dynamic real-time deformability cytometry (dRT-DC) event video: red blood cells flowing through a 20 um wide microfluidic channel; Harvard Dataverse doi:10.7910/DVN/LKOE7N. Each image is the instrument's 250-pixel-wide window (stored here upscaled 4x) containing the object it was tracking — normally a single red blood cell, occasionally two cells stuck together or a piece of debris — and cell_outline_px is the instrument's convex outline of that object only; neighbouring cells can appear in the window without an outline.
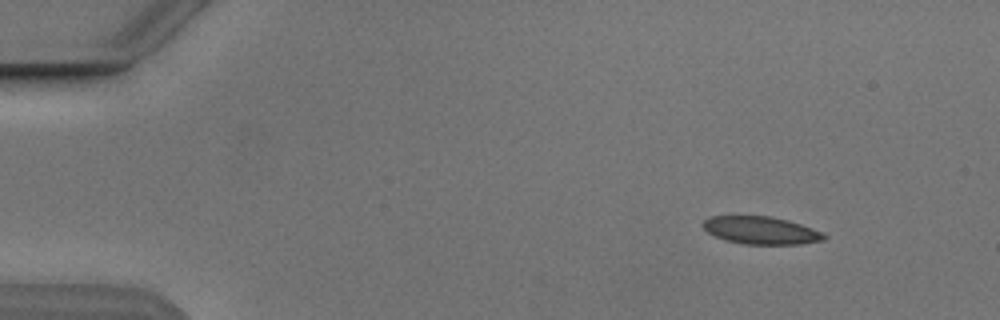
{"species": "Egyptian fruit bat (a non-hibernating species)", "species_latin": "Rousettus aegyptiacus", "temperature_condition": "cold", "stored_images_in_passage": 3, "camera_frame_rate_fps": 3000, "um_per_image_px": 0.085, "animal": {"sex": "male"}, "frame": {"image": 1, "passage_image": 1, "time_ms": 0.0, "image_size_px": [1000, 320], "cell_outline_px": [[828, 236], [824, 240], [800, 244], [744, 244], [724, 240], [708, 232], [700, 224], [708, 216], [772, 216], [788, 220], [812, 228]], "centroid_in_image_um": [64.66, 19.57], "position_along_channel_um": 20.3, "area_um2": 19.54}}